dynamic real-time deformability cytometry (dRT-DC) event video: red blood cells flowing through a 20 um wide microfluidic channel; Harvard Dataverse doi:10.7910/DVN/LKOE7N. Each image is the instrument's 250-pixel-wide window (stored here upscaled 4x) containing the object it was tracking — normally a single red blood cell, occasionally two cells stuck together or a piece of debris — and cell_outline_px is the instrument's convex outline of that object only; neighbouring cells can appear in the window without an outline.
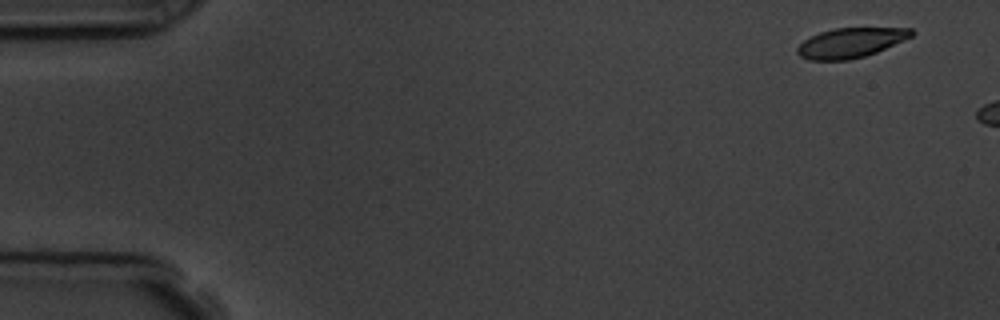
{"species": "common noctule bat (a hibernating species)", "species_latin": "Nyctalus noctula", "temperature_condition": "room temperature", "stored_images_in_passage": 4, "camera_frame_rate_fps": 3000, "um_per_image_px": 0.085, "animal": {"sex": "male", "body_mass_g": 19.5, "forearm_length_mm": 54.6}, "frame": {"image": 1, "passage_image": 2, "time_ms": 1.0, "image_size_px": [1000, 320], "cell_outline_px": [[916, 32], [912, 36], [904, 40], [876, 52], [864, 56], [848, 60], [808, 60], [800, 56], [796, 52], [796, 48], [804, 40], [820, 32], [836, 28], [912, 28]], "centroid_in_image_um": [72.3, 3.63], "position_along_channel_um": 12.7, "area_um2": 19.71}}